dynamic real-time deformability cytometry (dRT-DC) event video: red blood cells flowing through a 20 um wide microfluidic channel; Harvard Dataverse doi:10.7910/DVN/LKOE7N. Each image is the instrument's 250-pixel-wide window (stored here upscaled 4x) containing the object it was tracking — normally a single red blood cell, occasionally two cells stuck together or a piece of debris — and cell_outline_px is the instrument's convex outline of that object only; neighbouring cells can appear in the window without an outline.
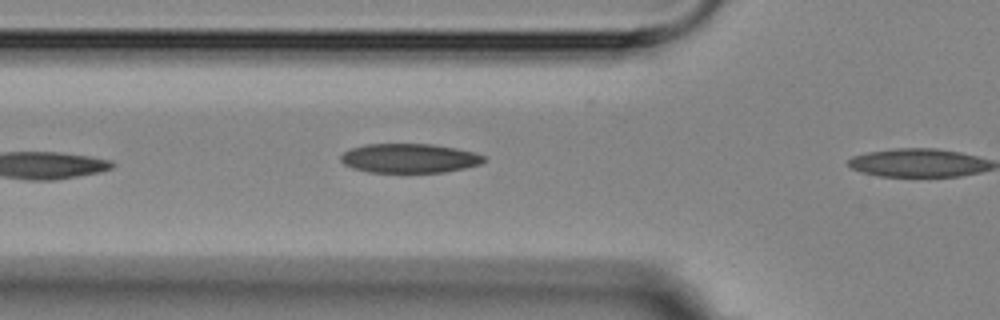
{"species": "Egyptian fruit bat (a non-hibernating species)", "species_latin": "Rousettus aegyptiacus", "temperature_condition": "room temperature", "stored_images_in_passage": 8, "segment_of_instrument_passage": [1, 2], "camera_frame_rate_fps": 3000, "um_per_image_px": 0.085, "animal": {"sex": "female"}, "frame": {"image": 1, "passage_image": 7, "time_ms": 7.0, "image_size_px": [1000, 320], "cell_outline_px": [[484, 160], [480, 164], [464, 168], [444, 172], [368, 172], [352, 168], [344, 164], [340, 160], [340, 156], [344, 152], [352, 148], [364, 144], [432, 144], [456, 148], [476, 152], [484, 156]], "centroid_in_image_um": [34.78, 13.45], "position_along_channel_um": 91.0, "area_um2": 24.39}}